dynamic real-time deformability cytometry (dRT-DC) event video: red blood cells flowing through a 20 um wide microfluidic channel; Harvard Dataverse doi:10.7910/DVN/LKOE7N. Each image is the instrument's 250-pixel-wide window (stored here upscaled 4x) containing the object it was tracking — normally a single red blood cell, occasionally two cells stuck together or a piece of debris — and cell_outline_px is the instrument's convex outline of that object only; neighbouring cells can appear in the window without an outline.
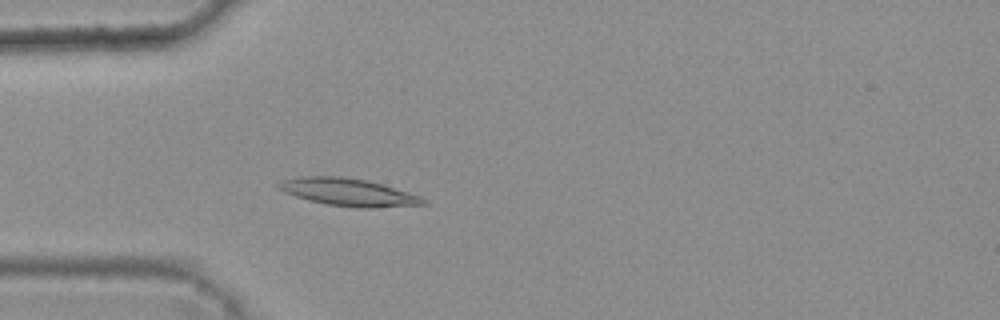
{"species": "common noctule bat (a hibernating species)", "species_latin": "Nyctalus noctula", "temperature_condition": "warm", "stored_images_in_passage": 3, "camera_frame_rate_fps": 3000, "um_per_image_px": 0.085, "animal": {"sex": "female", "body_mass_g": 25.1}, "frame": {"image": 1, "passage_image": 3, "time_ms": 0.667, "image_size_px": [1000, 320], "cell_outline_px": [[428, 204], [372, 208], [356, 208], [328, 204], [308, 200], [284, 192], [276, 188], [276, 184], [284, 180], [300, 176], [340, 176], [364, 180], [380, 184], [408, 192], [420, 196], [428, 200]], "centroid_in_image_um": [29.6, 16.34], "position_along_channel_um": 55.4, "area_um2": 23.06}}